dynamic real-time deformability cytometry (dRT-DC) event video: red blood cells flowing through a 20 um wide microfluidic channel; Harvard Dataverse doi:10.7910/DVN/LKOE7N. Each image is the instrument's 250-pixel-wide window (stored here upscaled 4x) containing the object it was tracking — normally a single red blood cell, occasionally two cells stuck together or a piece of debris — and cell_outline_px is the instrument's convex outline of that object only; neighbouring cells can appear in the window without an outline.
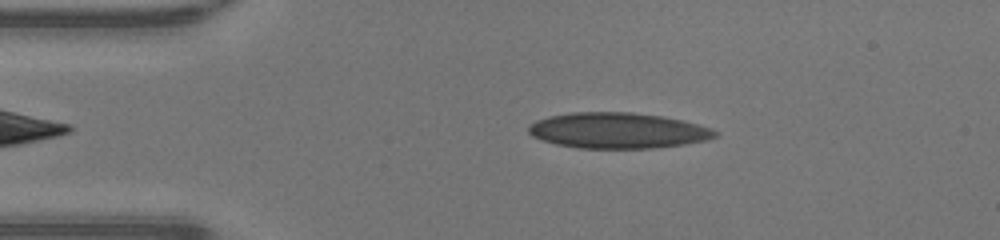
{"species": "human", "species_latin": "Homo sapiens", "temperature_condition": "warm", "stored_images_in_passage": 44, "camera_frame_rate_fps": 3000, "um_per_image_px": 0.085, "donor": {"sex": "male"}, "frame": {"image": 1, "passage_image": 6, "time_ms": 1.667, "image_size_px": [1000, 240], "cell_outline_px": [[720, 132], [716, 136], [708, 140], [684, 144], [652, 148], [580, 148], [556, 144], [532, 136], [528, 132], [528, 124], [536, 120], [548, 116], [572, 112], [632, 112], [660, 116], [680, 120], [712, 128]], "centroid_in_image_um": [52.5, 11.09], "position_along_channel_um": 32.5, "area_um2": 38.78}}
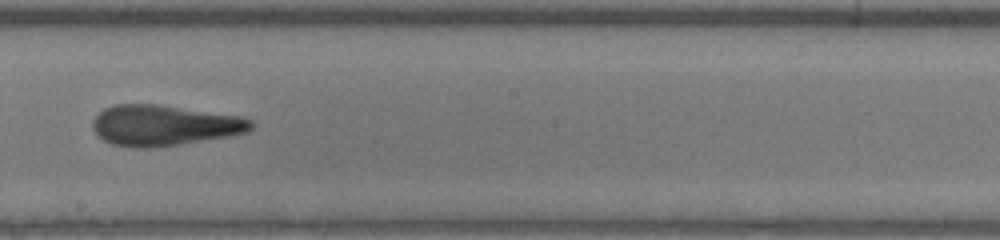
{"frame": {"image": 2, "passage_image": 23, "time_ms": 7.333, "image_size_px": [1000, 240], "cell_outline_px": [[256, 124], [248, 132], [228, 136], [180, 144], [152, 148], [132, 148], [112, 144], [104, 140], [92, 128], [92, 120], [104, 108], [116, 104], [160, 104], [240, 116], [252, 120]], "centroid_in_image_um": [13.96, 10.65], "position_along_channel_um": 234.2, "area_um2": 37.69}}
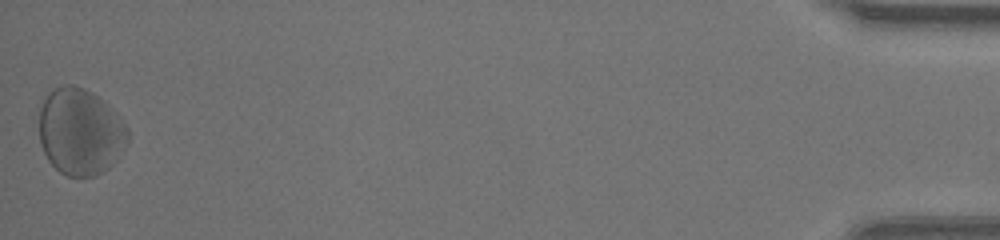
{"frame": {"image": 3, "passage_image": 44, "time_ms": 14.333, "image_size_px": [1000, 240], "cell_outline_px": [[128, 140], [116, 160], [104, 172], [96, 176], [68, 176], [60, 172], [48, 160], [40, 144], [40, 108], [44, 100], [52, 88], [64, 84], [72, 84], [84, 88], [92, 92], [104, 100], [120, 116], [128, 128]], "centroid_in_image_um": [6.84, 11.18], "position_along_channel_um": 428.4, "area_um2": 45.03}, "authors_computed_cell_mechanics": {"area_um2": 38.7549, "velocity_mm_per_s": 4.2876, "shape_relaxation_time_tau1_ms": null, "shape_relaxation_time_tau2_ms": 1.9115, "deformation_change_tau1": null, "deformation_change_tau2": 0.0925}}